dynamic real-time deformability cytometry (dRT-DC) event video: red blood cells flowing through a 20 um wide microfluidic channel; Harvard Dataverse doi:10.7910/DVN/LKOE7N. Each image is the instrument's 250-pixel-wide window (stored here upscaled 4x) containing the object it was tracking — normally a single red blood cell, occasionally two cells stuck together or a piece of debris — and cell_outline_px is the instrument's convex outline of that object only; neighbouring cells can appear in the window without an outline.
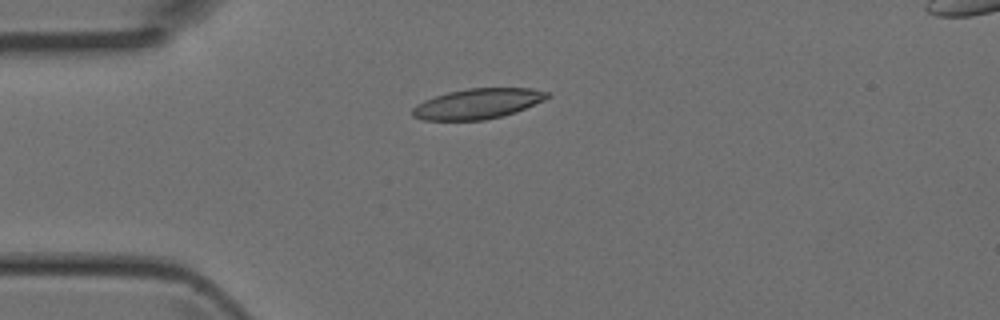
{"species": "Egyptian fruit bat (a non-hibernating species)", "species_latin": "Rousettus aegyptiacus", "temperature_condition": "room temperature", "stored_images_in_passage": 2, "camera_frame_rate_fps": 3000, "um_per_image_px": 0.085, "animal": {"sex": "female"}, "frame": {"image": 1, "passage_image": 1, "time_ms": 0.0, "image_size_px": [1000, 320], "cell_outline_px": [[552, 96], [544, 100], [516, 112], [484, 120], [420, 120], [412, 116], [412, 108], [416, 104], [424, 100], [448, 92], [468, 88], [532, 88], [548, 92]], "centroid_in_image_um": [40.59, 8.81], "position_along_channel_um": 44.4, "area_um2": 23.81}}